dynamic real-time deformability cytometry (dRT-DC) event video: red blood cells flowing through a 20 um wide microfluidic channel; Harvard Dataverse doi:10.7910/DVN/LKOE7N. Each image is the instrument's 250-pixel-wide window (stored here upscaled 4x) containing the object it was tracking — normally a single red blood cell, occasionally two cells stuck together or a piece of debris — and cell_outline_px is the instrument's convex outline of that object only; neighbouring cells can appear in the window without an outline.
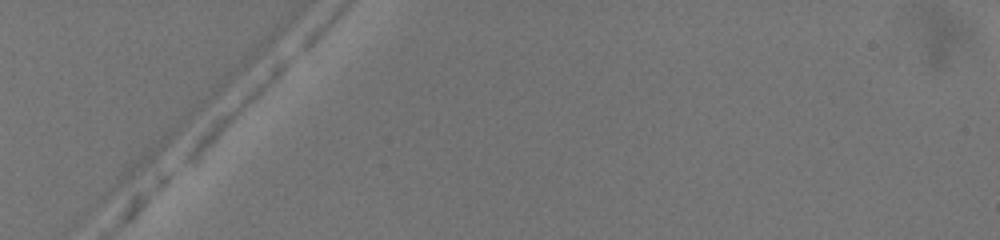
{"species": "common noctule bat (a hibernating species)", "species_latin": "Nyctalus noctula", "temperature_condition": "warm", "stored_images_in_passage": 1, "camera_frame_rate_fps": 3000, "um_per_image_px": 0.085, "animal": {"sex": "female", "body_mass_g": 19.5, "forearm_length_mm": 54.1}, "frame": {"image": 1, "passage_image": 1, "time_ms": 0.0, "image_size_px": [1000, 240], "cell_outline_px": [[296, 52], [288, 64], [260, 92], [192, 156], [184, 160], [180, 160], [184, 152], [196, 136], [220, 112], [276, 60], [284, 56]], "centroid_in_image_um": [20.12, 8.97], "position_along_channel_um": 64.9, "area_um2": 12.48}}